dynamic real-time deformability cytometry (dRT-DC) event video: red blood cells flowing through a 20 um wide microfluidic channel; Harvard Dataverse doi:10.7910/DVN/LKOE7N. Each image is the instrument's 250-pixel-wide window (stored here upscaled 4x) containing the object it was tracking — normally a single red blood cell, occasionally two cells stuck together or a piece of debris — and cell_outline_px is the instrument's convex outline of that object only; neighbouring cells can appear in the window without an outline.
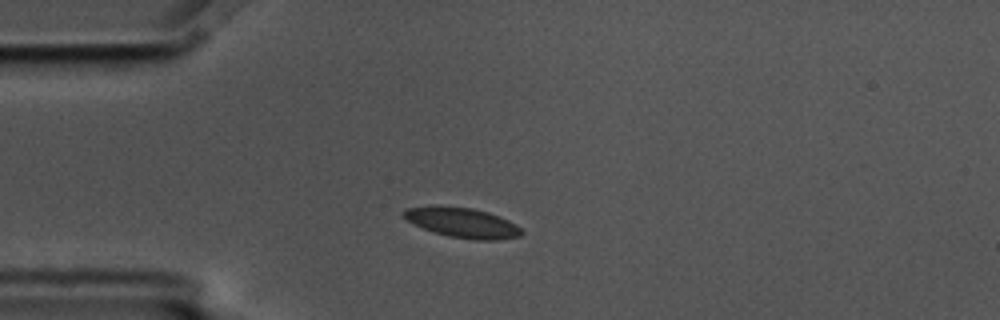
{"species": "common noctule bat (a hibernating species)", "species_latin": "Nyctalus noctula", "temperature_condition": "cold", "stored_images_in_passage": 8, "camera_frame_rate_fps": 3000, "um_per_image_px": 0.085, "animal": {"sex": "male", "body_mass_g": 17.5, "forearm_length_mm": 52.3}, "frame": {"image": 1, "passage_image": 2, "time_ms": 0.333, "image_size_px": [1000, 320], "cell_outline_px": [[524, 232], [520, 236], [500, 240], [476, 240], [448, 236], [424, 228], [400, 216], [400, 212], [404, 208], [432, 204], [440, 204], [472, 208], [488, 212], [500, 216], [516, 224]], "centroid_in_image_um": [39.26, 18.89], "position_along_channel_um": 45.7, "area_um2": 21.04}}
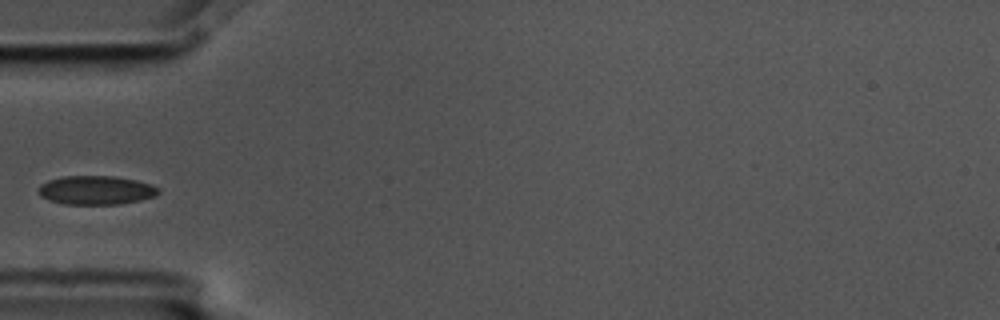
{"frame": {"image": 2, "passage_image": 3, "time_ms": 0.667, "image_size_px": [1000, 320], "cell_outline_px": [[160, 192], [156, 196], [140, 200], [120, 204], [64, 204], [48, 200], [40, 196], [40, 184], [48, 180], [64, 176], [112, 176], [136, 180], [152, 184], [160, 188]], "centroid_in_image_um": [8.19, 16.16], "position_along_channel_um": 76.8, "area_um2": 20.23}}